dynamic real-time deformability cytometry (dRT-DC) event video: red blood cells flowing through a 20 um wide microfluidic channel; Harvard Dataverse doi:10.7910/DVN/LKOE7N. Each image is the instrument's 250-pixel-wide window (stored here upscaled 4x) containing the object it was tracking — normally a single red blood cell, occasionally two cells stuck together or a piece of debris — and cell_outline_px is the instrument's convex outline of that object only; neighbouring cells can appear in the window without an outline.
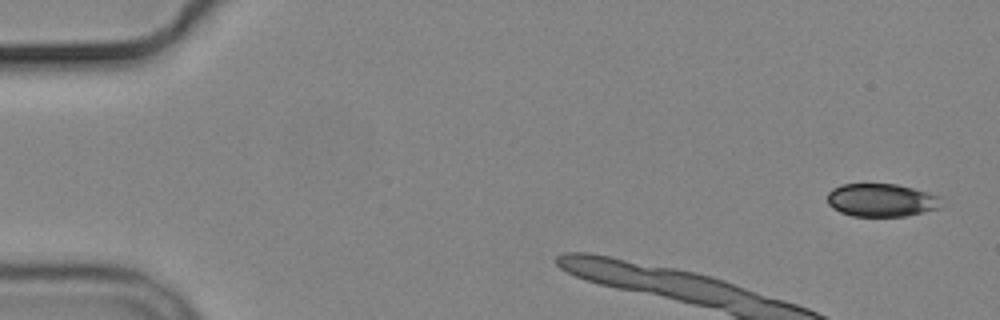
{"species": "common noctule bat (a hibernating species)", "species_latin": "Nyctalus noctula", "temperature_condition": "cold", "stored_images_in_passage": 4, "camera_frame_rate_fps": 3000, "um_per_image_px": 0.085, "animal": {"sex": "male", "body_mass_g": 19.2, "forearm_length_mm": 51.8}, "frame": {"image": 1, "passage_image": 1, "time_ms": 0.0, "image_size_px": [1000, 320], "cell_outline_px": [[940, 208], [904, 216], [852, 216], [840, 212], [832, 208], [828, 204], [828, 192], [832, 188], [844, 184], [896, 184], [912, 188], [940, 196]], "centroid_in_image_um": [74.88, 17.01], "position_along_channel_um": 10.1, "area_um2": 21.85}}